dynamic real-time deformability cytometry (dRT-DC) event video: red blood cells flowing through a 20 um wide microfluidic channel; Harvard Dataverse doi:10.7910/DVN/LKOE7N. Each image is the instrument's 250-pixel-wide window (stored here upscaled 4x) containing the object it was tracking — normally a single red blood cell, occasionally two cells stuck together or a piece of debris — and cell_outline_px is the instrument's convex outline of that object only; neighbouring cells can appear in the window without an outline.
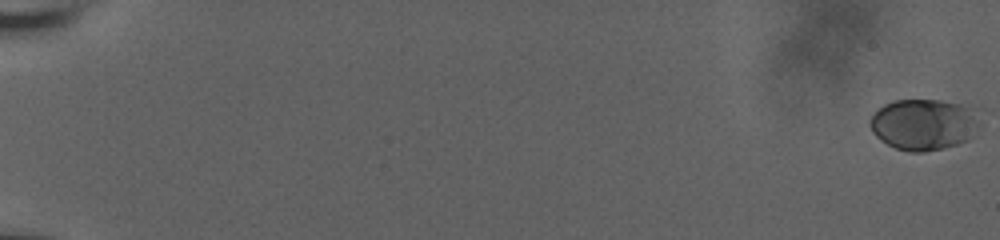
{"species": "human", "species_latin": "Homo sapiens", "temperature_condition": "room temperature", "stored_images_in_passage": 12, "camera_frame_rate_fps": 3000, "um_per_image_px": 0.085, "donor": {"sex": "male"}, "frame": {"image": 1, "passage_image": 1, "time_ms": 0.0, "image_size_px": [1000, 240], "cell_outline_px": [[984, 112], [968, 140], [944, 148], [924, 152], [912, 152], [896, 148], [880, 140], [872, 132], [868, 124], [868, 120], [884, 104], [892, 100], [940, 100], [980, 108]], "centroid_in_image_um": [78.55, 10.55], "position_along_channel_um": 6.4, "area_um2": 33.18}}
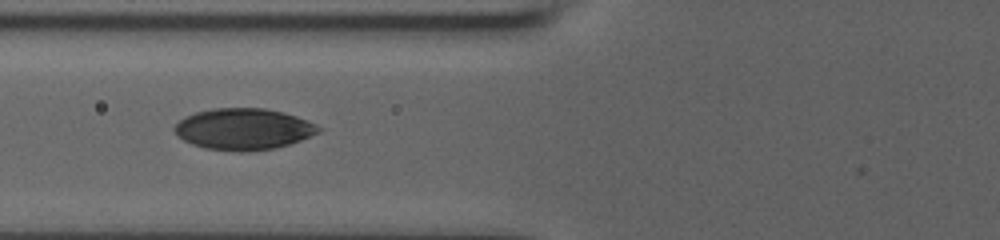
{"frame": {"image": 2, "passage_image": 10, "time_ms": 3.0, "image_size_px": [1000, 240], "cell_outline_px": [[324, 128], [320, 132], [300, 140], [288, 144], [272, 148], [248, 152], [240, 152], [204, 148], [192, 144], [184, 140], [172, 128], [184, 116], [196, 112], [212, 108], [264, 108], [284, 112], [308, 120]], "centroid_in_image_um": [20.71, 10.96], "position_along_channel_um": 105.1, "area_um2": 34.8}}
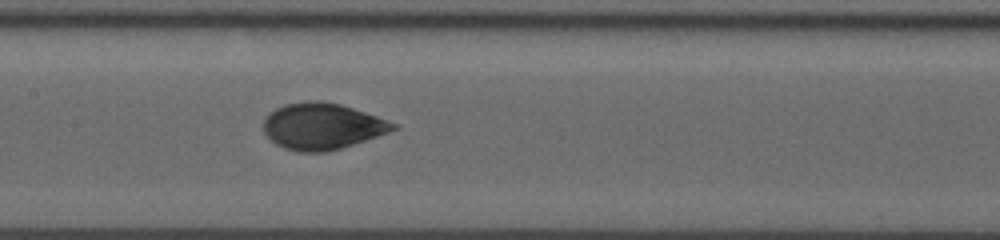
{"frame": {"image": 3, "passage_image": 12, "time_ms": 3.667, "image_size_px": [1000, 240], "cell_outline_px": [[400, 128], [328, 152], [300, 152], [284, 148], [276, 144], [264, 132], [264, 120], [268, 112], [284, 104], [308, 100], [320, 100], [340, 104], [400, 124]], "centroid_in_image_um": [27.38, 10.72], "position_along_channel_um": 180.0, "area_um2": 34.97}}